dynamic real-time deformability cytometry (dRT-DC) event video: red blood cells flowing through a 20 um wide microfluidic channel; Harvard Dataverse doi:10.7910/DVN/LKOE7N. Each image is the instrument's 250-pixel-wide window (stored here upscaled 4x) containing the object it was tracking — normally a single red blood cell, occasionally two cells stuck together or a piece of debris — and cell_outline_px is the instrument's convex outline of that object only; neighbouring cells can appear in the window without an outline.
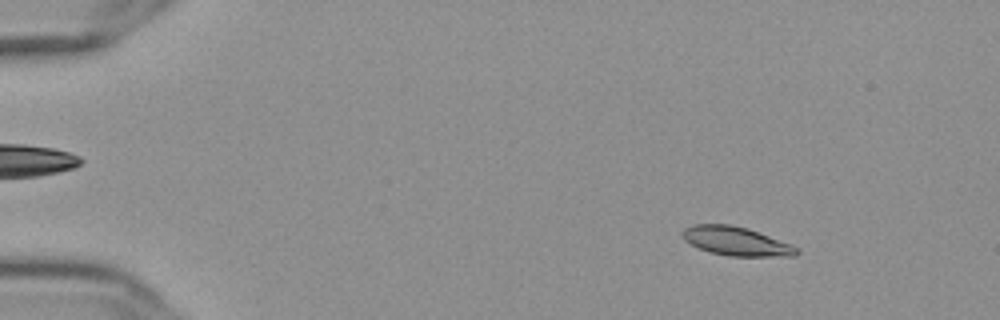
{"species": "Egyptian fruit bat (a non-hibernating species)", "species_latin": "Rousettus aegyptiacus", "temperature_condition": "cold", "stored_images_in_passage": 56, "camera_frame_rate_fps": 3000, "um_per_image_px": 0.085, "frame": {"image": 1, "passage_image": 7, "time_ms": 2.0, "image_size_px": [1000, 320], "cell_outline_px": [[800, 252], [796, 256], [728, 256], [712, 252], [700, 248], [684, 240], [680, 236], [684, 228], [692, 224], [728, 224], [748, 228], [792, 244]], "centroid_in_image_um": [62.57, 20.49], "position_along_channel_um": 22.4, "area_um2": 19.19}}
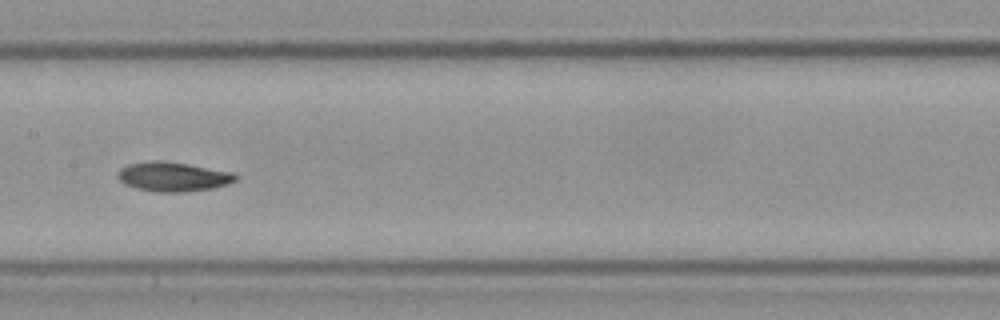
{"frame": {"image": 2, "passage_image": 29, "time_ms": 9.333, "image_size_px": [1000, 320], "cell_outline_px": [[240, 176], [236, 180], [228, 184], [212, 188], [184, 192], [156, 192], [136, 188], [124, 184], [116, 176], [120, 168], [128, 164], [188, 164], [232, 172]], "centroid_in_image_um": [14.77, 15.08], "position_along_channel_um": 192.6, "area_um2": 19.31}}
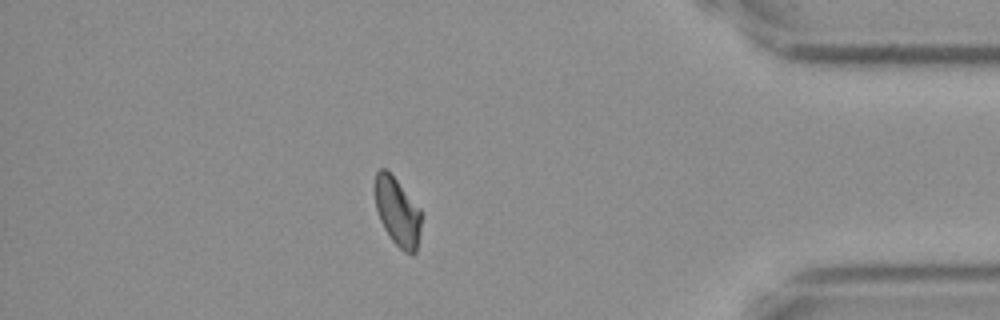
{"frame": {"image": 3, "passage_image": 49, "time_ms": 16.0, "image_size_px": [1000, 320], "cell_outline_px": [[420, 232], [416, 252], [412, 256], [404, 252], [392, 240], [384, 228], [380, 220], [376, 208], [376, 172], [380, 168], [384, 168], [396, 180], [420, 208]], "centroid_in_image_um": [33.8, 18.05], "position_along_channel_um": 401.4, "area_um2": 18.03}}